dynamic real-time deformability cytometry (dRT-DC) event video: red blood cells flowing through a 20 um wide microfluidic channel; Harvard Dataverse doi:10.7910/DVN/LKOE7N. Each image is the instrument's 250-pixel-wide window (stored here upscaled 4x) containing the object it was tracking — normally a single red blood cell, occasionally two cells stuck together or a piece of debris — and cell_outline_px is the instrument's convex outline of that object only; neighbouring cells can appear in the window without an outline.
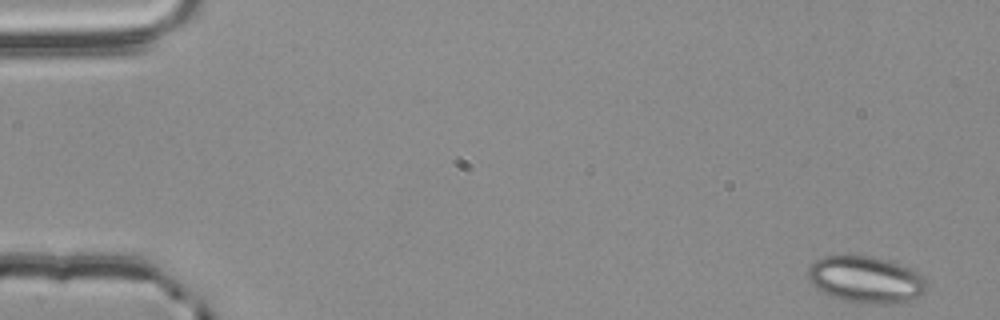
{"species": "common noctule bat (a hibernating species)", "species_latin": "Nyctalus noctula", "temperature_condition": "room temperature", "stored_images_in_passage": 54, "camera_frame_rate_fps": 3000, "um_per_image_px": 0.085, "animal": {"sex": "male", "body_mass_g": 20.4}, "frame": {"image": 1, "passage_image": 1, "time_ms": 0.0, "image_size_px": [1000, 320], "cell_outline_px": [[928, 288], [924, 292], [908, 300], [884, 304], [864, 304], [844, 300], [832, 296], [816, 288], [808, 280], [808, 268], [816, 260], [824, 256], [848, 252], [872, 256], [888, 260], [900, 264], [916, 272], [928, 284]], "centroid_in_image_um": [73.54, 23.72], "position_along_channel_um": 11.5, "area_um2": 32.66}}
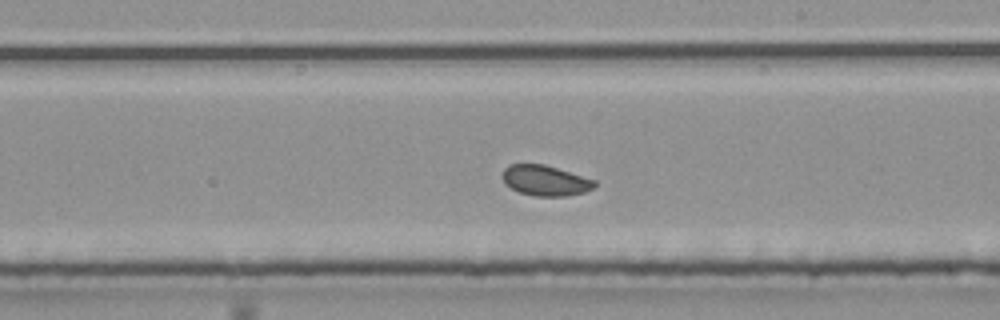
{"frame": {"image": 2, "passage_image": 31, "time_ms": 10.0, "image_size_px": [1000, 320], "cell_outline_px": [[596, 184], [592, 188], [584, 192], [564, 196], [536, 196], [520, 192], [504, 184], [500, 176], [504, 168], [508, 164], [544, 164], [596, 180]], "centroid_in_image_um": [46.3, 15.33], "position_along_channel_um": 242.7, "area_um2": 16.36}}
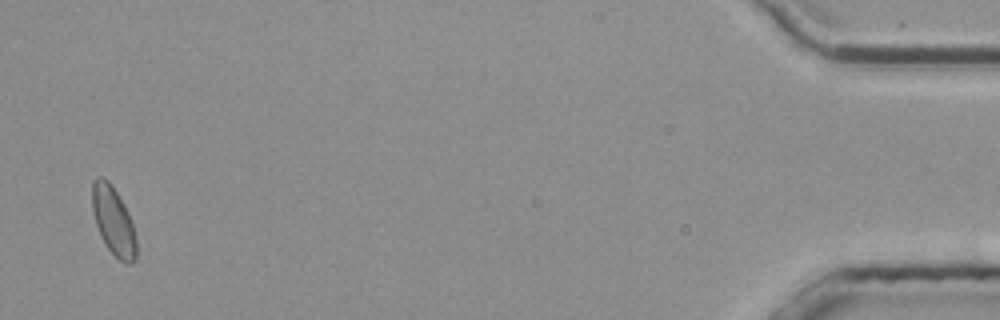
{"frame": {"image": 3, "passage_image": 53, "time_ms": 17.333, "image_size_px": [1000, 320], "cell_outline_px": [[136, 260], [132, 264], [124, 264], [104, 244], [100, 236], [96, 224], [92, 208], [92, 180], [96, 176], [100, 176], [108, 180], [124, 204], [132, 220], [136, 236]], "centroid_in_image_um": [9.65, 18.79], "position_along_channel_um": 425.6, "area_um2": 17.8}, "authors_computed_cell_mechanics": {"area_um2": 17.5134, "velocity_mm_per_s": 3.7585, "shape_relaxation_time_tau1_ms": 1.4673, "shape_relaxation_time_tau2_ms": 1.6874, "deformation_change_tau1": 0.0356, "deformation_change_tau2": 0.053}}